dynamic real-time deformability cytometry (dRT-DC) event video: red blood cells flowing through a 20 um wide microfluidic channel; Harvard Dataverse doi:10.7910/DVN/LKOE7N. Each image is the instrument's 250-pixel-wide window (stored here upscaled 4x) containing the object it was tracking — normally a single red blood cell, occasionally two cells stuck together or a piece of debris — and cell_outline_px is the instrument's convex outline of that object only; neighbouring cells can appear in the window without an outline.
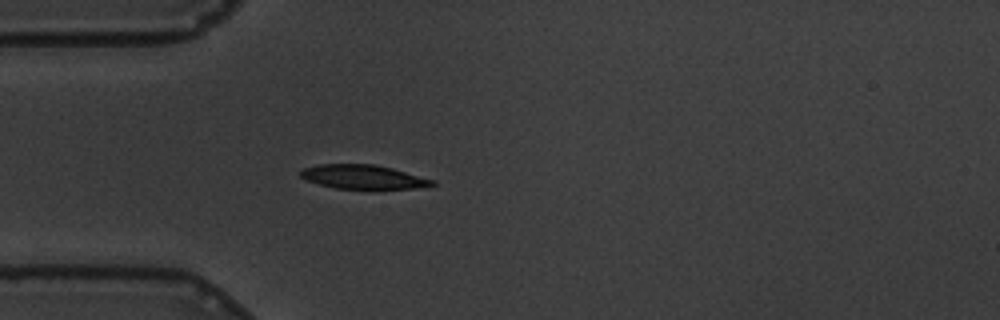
{"species": "common noctule bat (a hibernating species)", "species_latin": "Nyctalus noctula", "temperature_condition": "warm", "stored_images_in_passage": 32, "camera_frame_rate_fps": 3000, "um_per_image_px": 0.085, "animal": {"sex": "male", "body_mass_g": 19.5, "forearm_length_mm": 54.6}, "frame": {"image": 1, "passage_image": 1, "time_ms": 0.0, "image_size_px": [1000, 320], "cell_outline_px": [[436, 184], [412, 188], [372, 192], [336, 188], [320, 184], [308, 180], [300, 176], [300, 172], [304, 168], [316, 164], [376, 164], [392, 168], [436, 180]], "centroid_in_image_um": [30.92, 15.08], "position_along_channel_um": 54.1, "area_um2": 19.25}}
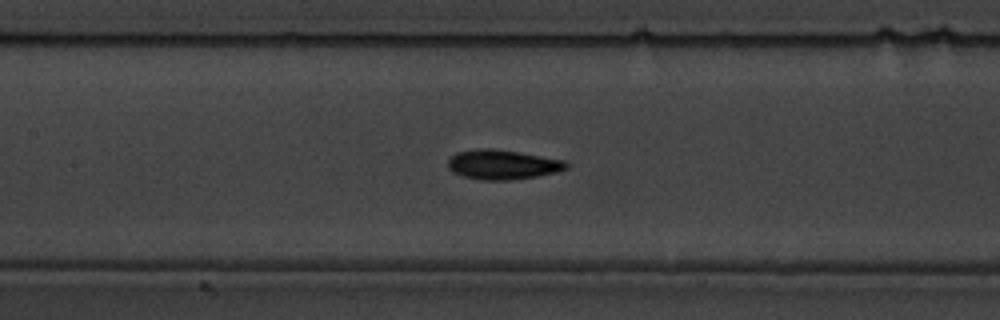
{"frame": {"image": 2, "passage_image": 11, "time_ms": 3.333, "image_size_px": [1000, 320], "cell_outline_px": [[568, 168], [556, 172], [536, 176], [508, 180], [480, 180], [464, 176], [452, 172], [448, 168], [448, 160], [456, 152], [480, 148], [492, 148], [564, 160], [568, 164]], "centroid_in_image_um": [42.68, 13.99], "position_along_channel_um": 164.7, "area_um2": 20.23}}
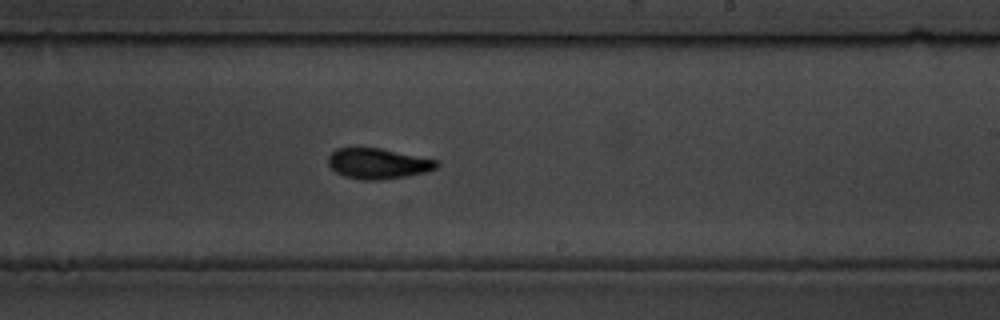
{"frame": {"image": 3, "passage_image": 19, "time_ms": 6.0, "image_size_px": [1000, 320], "cell_outline_px": [[440, 164], [436, 168], [424, 172], [408, 176], [380, 180], [360, 180], [344, 176], [336, 172], [328, 164], [328, 156], [336, 148], [380, 148], [440, 160]], "centroid_in_image_um": [32.15, 13.9], "position_along_channel_um": 256.9, "area_um2": 19.42}, "authors_computed_cell_mechanics": {"area_um2": 19.8832, "velocity_mm_per_s": 3.4702, "shape_relaxation_time_tau1_ms": 3.3798, "shape_relaxation_time_tau2_ms": 2.8413, "deformation_change_tau1": 0.1503, "deformation_change_tau2": 0.0905}}